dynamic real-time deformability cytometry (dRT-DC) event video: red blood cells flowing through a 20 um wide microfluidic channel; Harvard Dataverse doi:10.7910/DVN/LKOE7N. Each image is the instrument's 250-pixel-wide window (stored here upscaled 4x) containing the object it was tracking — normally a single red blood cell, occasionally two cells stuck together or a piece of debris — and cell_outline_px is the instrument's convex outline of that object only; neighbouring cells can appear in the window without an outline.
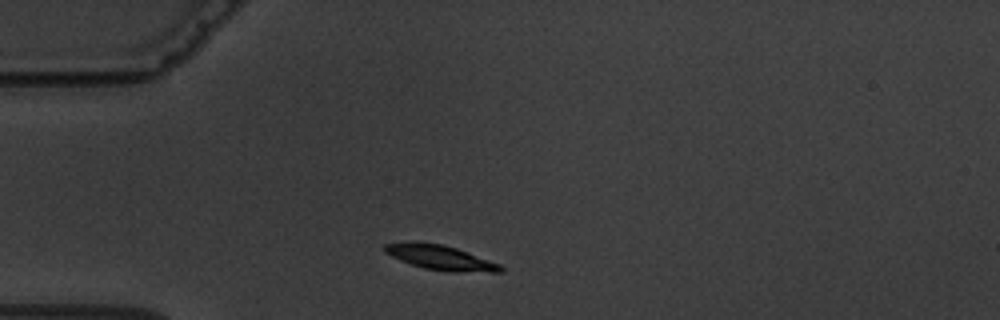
{"species": "common noctule bat (a hibernating species)", "species_latin": "Nyctalus noctula", "temperature_condition": "warm", "stored_images_in_passage": 6, "camera_frame_rate_fps": 3000, "um_per_image_px": 0.085, "animal": {"sex": "male", "body_mass_g": 19.5, "forearm_length_mm": 54.6}, "frame": {"image": 1, "passage_image": 1, "time_ms": 0.0, "image_size_px": [1000, 320], "cell_outline_px": [[504, 272], [452, 272], [424, 268], [400, 260], [384, 252], [380, 248], [384, 244], [412, 240], [420, 240], [440, 244], [456, 248], [500, 264], [504, 268]], "centroid_in_image_um": [37.37, 21.87], "position_along_channel_um": 47.6, "area_um2": 16.99}}
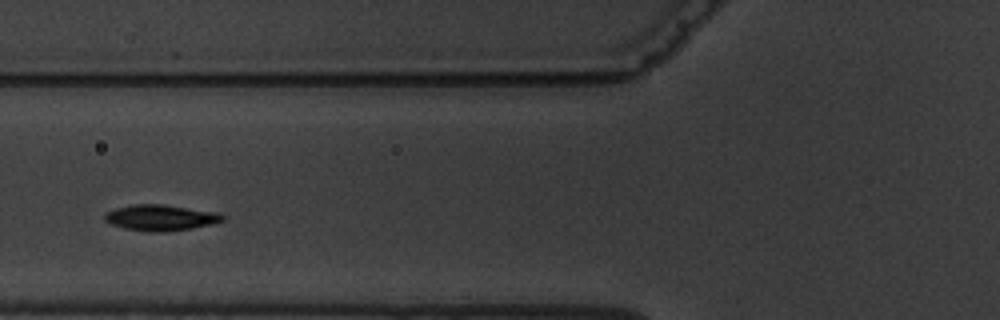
{"frame": {"image": 2, "passage_image": 3, "time_ms": 2.333, "image_size_px": [1000, 320], "cell_outline_px": [[224, 220], [212, 224], [192, 228], [164, 232], [148, 232], [124, 228], [112, 224], [104, 220], [104, 212], [116, 208], [132, 204], [164, 204], [220, 212], [224, 216]], "centroid_in_image_um": [13.66, 18.49], "position_along_channel_um": 112.1, "area_um2": 18.03}}
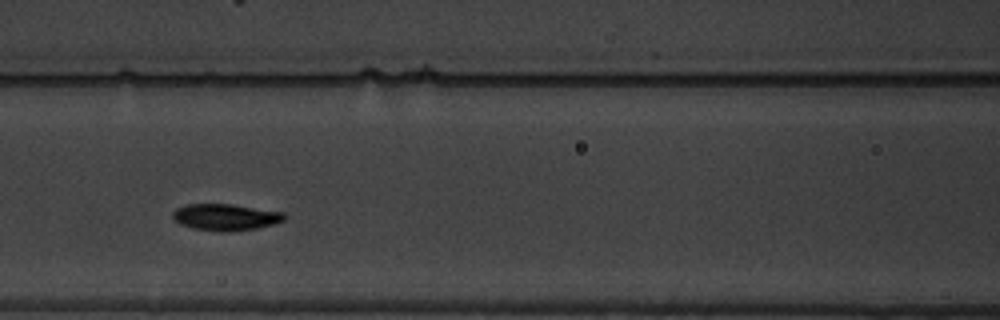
{"frame": {"image": 3, "passage_image": 4, "time_ms": 3.333, "image_size_px": [1000, 320], "cell_outline_px": [[288, 216], [284, 220], [272, 224], [256, 228], [232, 232], [216, 232], [192, 228], [180, 224], [172, 220], [172, 212], [176, 208], [188, 204], [232, 204], [284, 212]], "centroid_in_image_um": [19.15, 18.46], "position_along_channel_um": 147.5, "area_um2": 17.57}}